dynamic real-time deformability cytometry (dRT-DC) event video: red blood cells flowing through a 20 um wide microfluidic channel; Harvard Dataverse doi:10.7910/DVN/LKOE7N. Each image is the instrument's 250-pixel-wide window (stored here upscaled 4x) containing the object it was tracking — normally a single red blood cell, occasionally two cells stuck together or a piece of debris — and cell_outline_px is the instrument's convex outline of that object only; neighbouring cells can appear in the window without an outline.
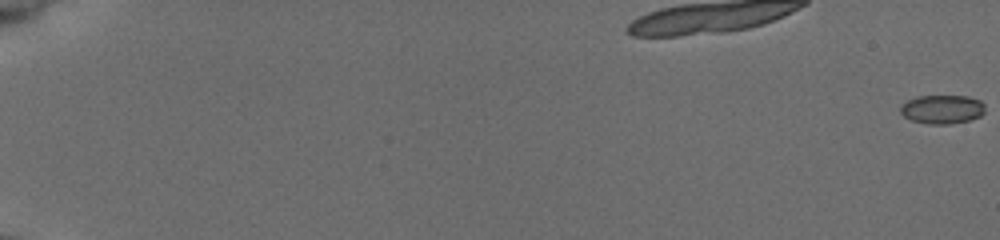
{"species": "common noctule bat (a hibernating species)", "species_latin": "Nyctalus noctula", "temperature_condition": "cold", "stored_images_in_passage": 20, "camera_frame_rate_fps": 3000, "um_per_image_px": 0.085, "animal": {"sex": "female", "body_mass_g": 19.5, "forearm_length_mm": 54.1}, "frame": {"image": 1, "passage_image": 1, "time_ms": 0.0, "image_size_px": [1000, 240], "cell_outline_px": [[984, 112], [980, 116], [968, 120], [948, 124], [928, 124], [912, 120], [904, 116], [900, 112], [900, 104], [916, 96], [968, 96], [980, 100], [984, 104]], "centroid_in_image_um": [80.06, 9.28], "position_along_channel_um": 4.9, "area_um2": 14.22}}
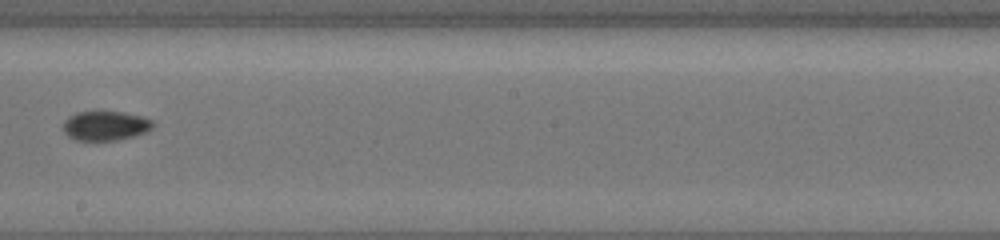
{"frame": {"image": 2, "passage_image": 13, "time_ms": 4.0, "image_size_px": [1000, 240], "cell_outline_px": [[152, 124], [144, 132], [132, 136], [116, 140], [76, 140], [68, 136], [64, 132], [64, 120], [68, 116], [76, 112], [100, 108], [124, 112], [140, 116], [152, 120]], "centroid_in_image_um": [8.87, 10.62], "position_along_channel_um": 239.3, "area_um2": 15.72}}
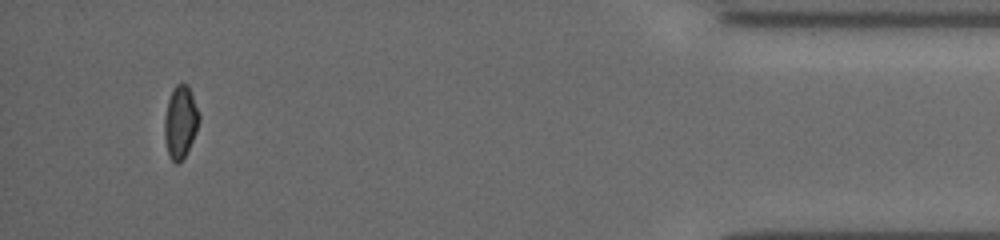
{"frame": {"image": 3, "passage_image": 20, "time_ms": 6.333, "image_size_px": [1000, 240], "cell_outline_px": [[200, 120], [196, 132], [184, 156], [176, 164], [168, 156], [164, 140], [164, 116], [168, 100], [172, 88], [176, 84], [188, 84], [200, 116]], "centroid_in_image_um": [15.31, 10.35], "position_along_channel_um": 419.9, "area_um2": 14.62}}